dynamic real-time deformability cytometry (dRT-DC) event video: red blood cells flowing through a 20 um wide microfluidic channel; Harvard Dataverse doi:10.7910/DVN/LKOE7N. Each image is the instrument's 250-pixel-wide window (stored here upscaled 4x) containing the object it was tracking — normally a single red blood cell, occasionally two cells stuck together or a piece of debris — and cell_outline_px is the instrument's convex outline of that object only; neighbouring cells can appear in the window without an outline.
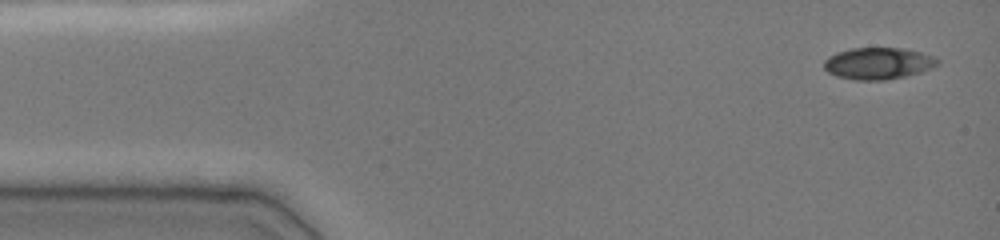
{"species": "common noctule bat (a hibernating species)", "species_latin": "Nyctalus noctula", "temperature_condition": "cold", "stored_images_in_passage": 52, "camera_frame_rate_fps": 3000, "um_per_image_px": 0.085, "animal": {"sex": "female", "body_mass_g": 19.0, "forearm_length_mm": 51.5}, "frame": {"image": 1, "passage_image": 1, "time_ms": 0.0, "image_size_px": [1000, 240], "cell_outline_px": [[940, 64], [932, 68], [920, 72], [904, 76], [884, 80], [856, 80], [836, 76], [828, 72], [824, 68], [824, 60], [828, 56], [836, 52], [852, 48], [904, 48], [936, 56], [940, 60]], "centroid_in_image_um": [74.66, 5.38], "position_along_channel_um": 10.3, "area_um2": 21.15}}
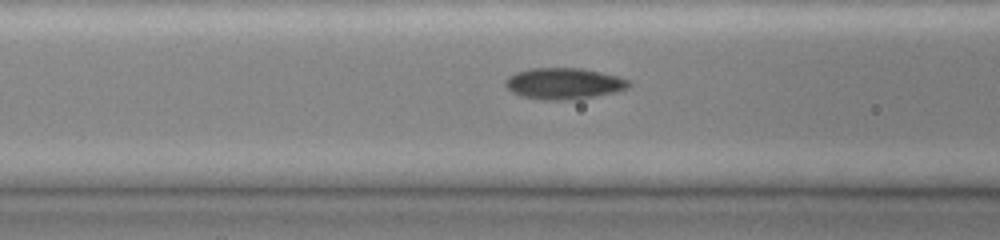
{"frame": {"image": 2, "passage_image": 25, "time_ms": 5.333, "image_size_px": [1000, 240], "cell_outline_px": [[632, 84], [628, 88], [616, 92], [572, 100], [544, 100], [520, 96], [512, 92], [504, 84], [504, 80], [508, 76], [516, 72], [528, 68], [580, 68], [600, 72], [632, 80]], "centroid_in_image_um": [47.92, 7.1], "position_along_channel_um": 118.7, "area_um2": 22.72}}
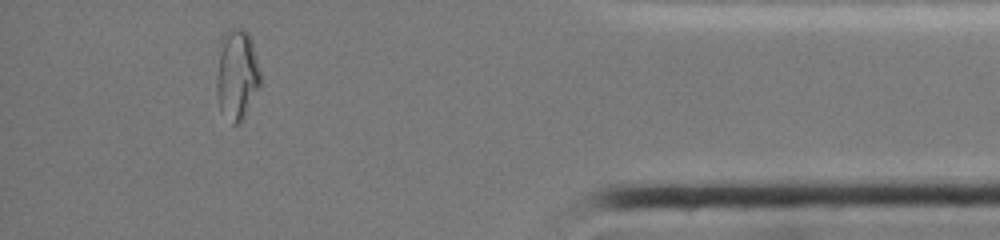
{"frame": {"image": 3, "passage_image": 47, "time_ms": 13.667, "image_size_px": [1000, 240], "cell_outline_px": [[260, 84], [240, 124], [232, 124], [220, 112], [216, 96], [216, 76], [220, 40], [224, 32], [228, 28], [240, 28], [248, 32], [252, 40], [260, 72]], "centroid_in_image_um": [20.09, 6.33], "position_along_channel_um": 415.1, "area_um2": 23.41}, "authors_computed_cell_mechanics": {"area_um2": 21.386, "velocity_mm_per_s": 3.9494, "shape_relaxation_time_tau1_ms": null, "shape_relaxation_time_tau2_ms": 1.6417, "deformation_change_tau1": null, "deformation_change_tau2": 0.0537}}